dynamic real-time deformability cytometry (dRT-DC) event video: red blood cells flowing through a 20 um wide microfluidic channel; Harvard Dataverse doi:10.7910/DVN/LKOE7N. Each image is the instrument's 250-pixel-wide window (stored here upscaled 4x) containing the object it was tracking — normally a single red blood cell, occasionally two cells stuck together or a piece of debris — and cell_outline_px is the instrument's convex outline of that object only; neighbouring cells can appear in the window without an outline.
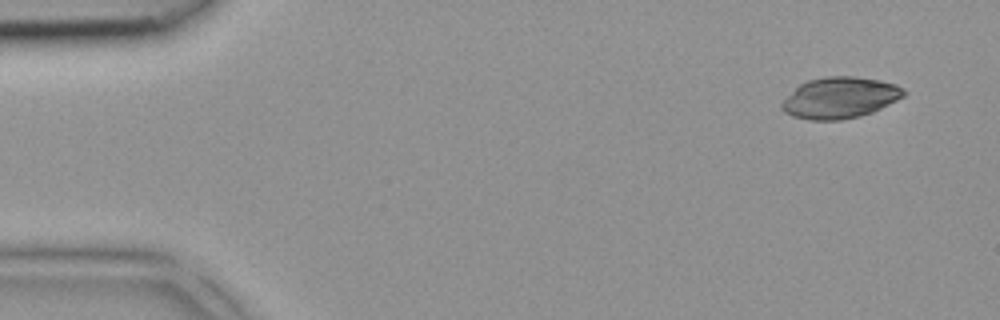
{"species": "common noctule bat (a hibernating species)", "species_latin": "Nyctalus noctula", "temperature_condition": "room temperature", "stored_images_in_passage": 4, "camera_frame_rate_fps": 3000, "um_per_image_px": 0.085, "animal": {"sex": "female", "body_mass_g": 18.4}, "frame": {"image": 1, "passage_image": 1, "time_ms": 0.0, "image_size_px": [1000, 320], "cell_outline_px": [[908, 92], [904, 96], [872, 112], [860, 116], [840, 120], [808, 120], [792, 116], [784, 112], [780, 108], [780, 104], [800, 84], [808, 80], [824, 76], [856, 76], [880, 80], [896, 84], [904, 88]], "centroid_in_image_um": [71.4, 8.3], "position_along_channel_um": 13.6, "area_um2": 29.36}}